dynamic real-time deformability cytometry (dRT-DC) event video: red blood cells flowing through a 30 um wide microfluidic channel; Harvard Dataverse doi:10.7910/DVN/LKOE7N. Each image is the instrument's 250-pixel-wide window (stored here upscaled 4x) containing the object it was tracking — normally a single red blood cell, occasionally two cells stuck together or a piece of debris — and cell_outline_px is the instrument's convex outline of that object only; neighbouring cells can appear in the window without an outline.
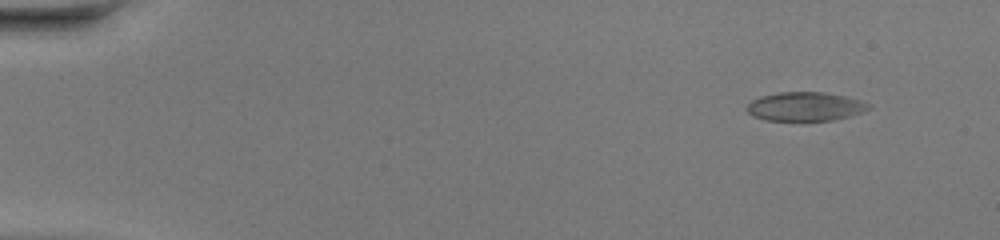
{"species": "common noctule bat (a hibernating species)", "species_latin": "Nyctalus noctula", "temperature_condition": "warm", "stored_images_in_passage": 41, "camera_frame_rate_fps": 3000, "um_per_image_px": 0.085, "animal": {"sex": "female", "body_mass_g": 20.0, "forearm_length_mm": 54.0}, "frame": {"image": 1, "passage_image": 5, "time_ms": 1.333, "image_size_px": [1000, 240], "cell_outline_px": [[872, 108], [864, 112], [832, 120], [800, 124], [764, 120], [752, 116], [744, 108], [752, 100], [760, 96], [780, 92], [824, 92], [844, 96], [860, 100], [872, 104]], "centroid_in_image_um": [68.42, 9.11], "position_along_channel_um": 16.6, "area_um2": 21.56}}
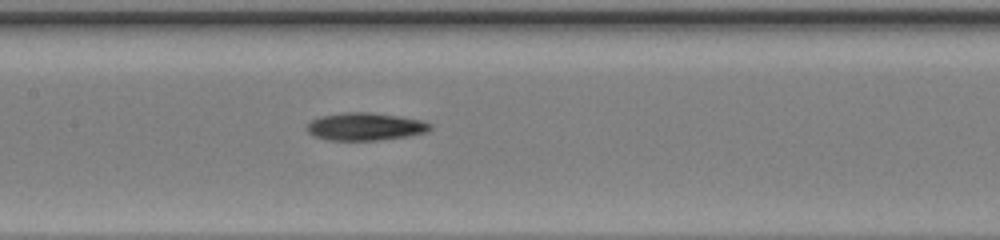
{"frame": {"image": 2, "passage_image": 25, "time_ms": 8.0, "image_size_px": [1000, 240], "cell_outline_px": [[432, 128], [428, 132], [408, 136], [380, 140], [324, 140], [312, 136], [304, 128], [312, 120], [320, 116], [344, 112], [372, 112], [400, 116], [420, 120], [432, 124]], "centroid_in_image_um": [31.02, 10.76], "position_along_channel_um": 176.4, "area_um2": 20.17}}
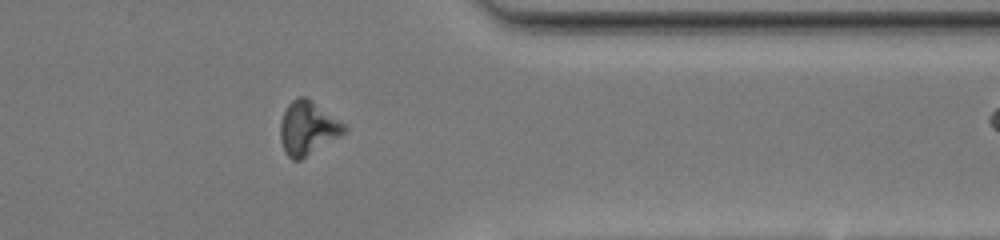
{"frame": {"image": 3, "passage_image": 40, "time_ms": 13.0, "image_size_px": [1000, 240], "cell_outline_px": [[348, 132], [300, 160], [292, 160], [284, 152], [280, 140], [280, 120], [288, 104], [292, 100], [300, 96], [304, 96], [312, 100], [344, 124], [348, 128]], "centroid_in_image_um": [26.15, 10.9], "position_along_channel_um": 385.2, "area_um2": 20.06}}